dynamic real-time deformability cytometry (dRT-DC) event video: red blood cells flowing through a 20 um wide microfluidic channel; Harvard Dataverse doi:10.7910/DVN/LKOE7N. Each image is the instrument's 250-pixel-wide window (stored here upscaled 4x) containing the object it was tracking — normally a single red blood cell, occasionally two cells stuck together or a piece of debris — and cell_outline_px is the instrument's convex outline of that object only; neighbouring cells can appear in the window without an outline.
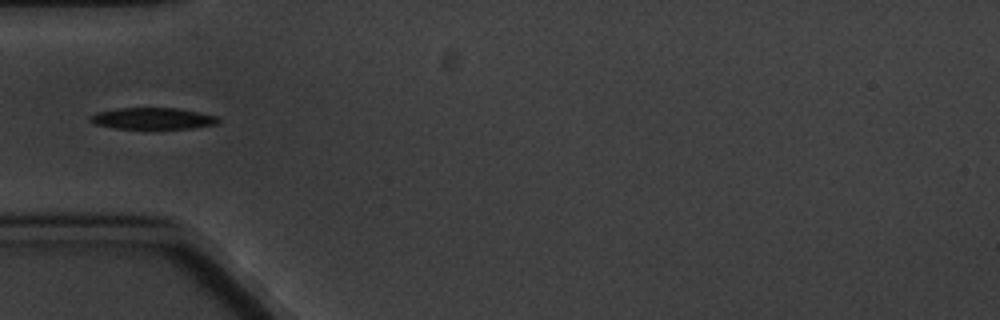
{"species": "common noctule bat (a hibernating species)", "species_latin": "Nyctalus noctula", "temperature_condition": "cold", "stored_images_in_passage": 11, "camera_frame_rate_fps": 3000, "um_per_image_px": 0.085, "animal": {"sex": "male", "body_mass_g": 20.1, "forearm_length_mm": 53.5}, "frame": {"image": 1, "passage_image": 5, "time_ms": 5.667, "image_size_px": [1000, 320], "cell_outline_px": [[220, 124], [192, 128], [116, 128], [96, 124], [88, 120], [88, 116], [96, 112], [116, 108], [176, 108], [200, 112], [216, 116], [220, 120]], "centroid_in_image_um": [12.99, 10.06], "position_along_channel_um": 72.0, "area_um2": 16.07}}
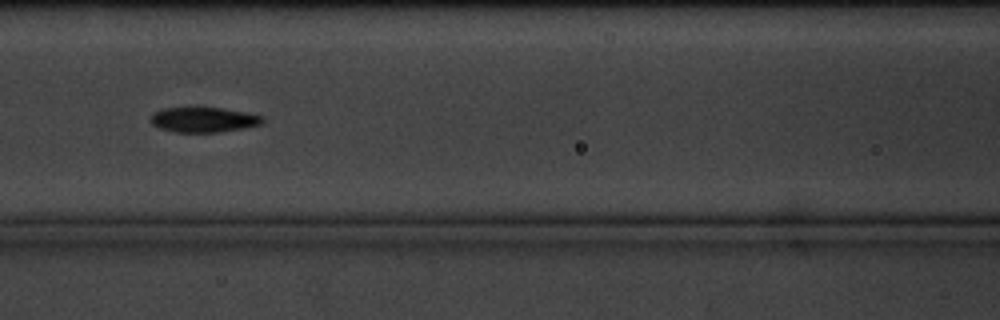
{"frame": {"image": 2, "passage_image": 7, "time_ms": 8.0, "image_size_px": [1000, 320], "cell_outline_px": [[264, 124], [244, 128], [220, 132], [176, 132], [160, 128], [152, 124], [152, 116], [156, 112], [164, 108], [224, 108], [248, 112], [264, 116]], "centroid_in_image_um": [17.41, 10.18], "position_along_channel_um": 149.2, "area_um2": 16.3}}